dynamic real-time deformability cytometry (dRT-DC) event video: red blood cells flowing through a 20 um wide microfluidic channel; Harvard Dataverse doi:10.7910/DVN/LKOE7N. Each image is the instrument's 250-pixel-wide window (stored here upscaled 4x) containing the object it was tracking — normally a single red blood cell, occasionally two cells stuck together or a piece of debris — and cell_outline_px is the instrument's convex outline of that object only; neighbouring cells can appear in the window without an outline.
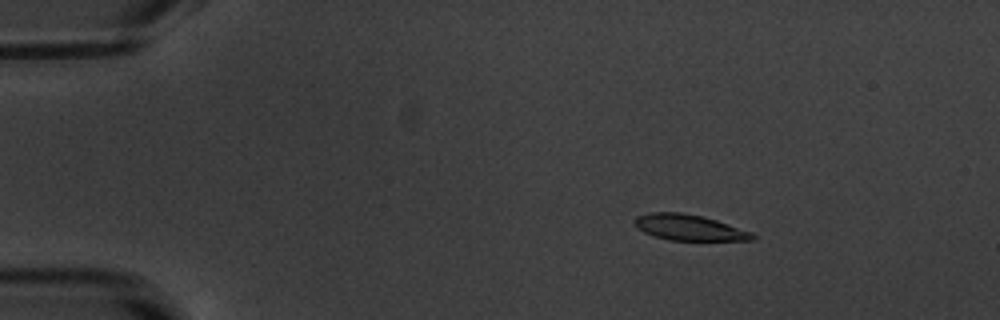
{"species": "common noctule bat (a hibernating species)", "species_latin": "Nyctalus noctula", "temperature_condition": "warm", "stored_images_in_passage": 54, "camera_frame_rate_fps": 3000, "um_per_image_px": 0.085, "animal": {"sex": "male", "body_mass_g": 20.1, "forearm_length_mm": 53.5}, "frame": {"image": 1, "passage_image": 9, "time_ms": 2.667, "image_size_px": [1000, 320], "cell_outline_px": [[756, 240], [668, 240], [644, 232], [636, 228], [632, 224], [632, 220], [636, 216], [652, 212], [680, 212], [700, 216], [716, 220], [752, 232], [756, 236]], "centroid_in_image_um": [58.53, 19.33], "position_along_channel_um": 26.5, "area_um2": 17.74}}
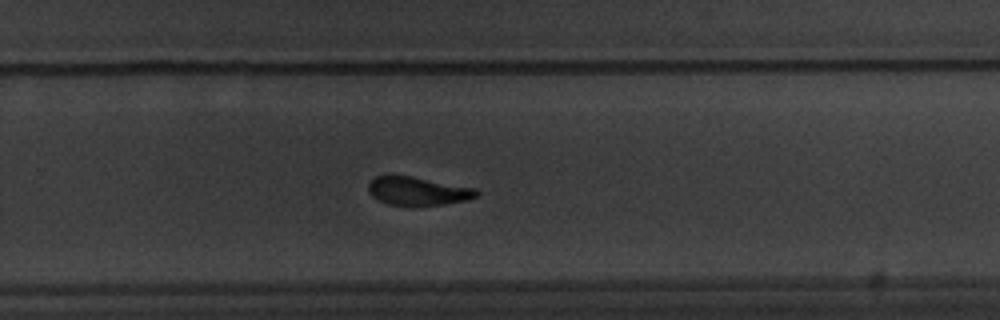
{"frame": {"image": 2, "passage_image": 36, "time_ms": 11.667, "image_size_px": [1000, 320], "cell_outline_px": [[480, 192], [476, 196], [468, 200], [420, 208], [408, 208], [388, 204], [372, 196], [368, 192], [368, 184], [376, 176], [388, 172], [392, 172], [476, 188]], "centroid_in_image_um": [35.47, 16.24], "position_along_channel_um": 294.3, "area_um2": 19.13}}
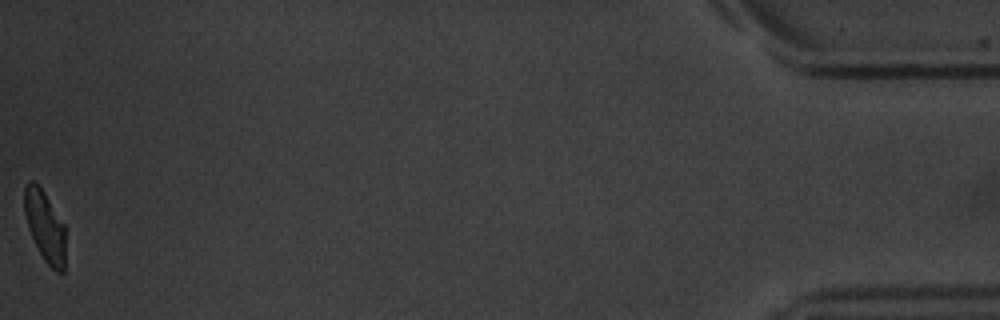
{"frame": {"image": 3, "passage_image": 54, "time_ms": 17.667, "image_size_px": [1000, 320], "cell_outline_px": [[64, 272], [56, 272], [44, 260], [28, 228], [24, 212], [24, 184], [28, 180], [32, 180], [44, 192], [64, 224]], "centroid_in_image_um": [3.8, 19.2], "position_along_channel_um": 431.4, "area_um2": 16.7}, "authors_computed_cell_mechanics": {"area_um2": 18.9006, "velocity_mm_per_s": 3.815, "shape_relaxation_time_tau1_ms": 2.5385, "shape_relaxation_time_tau2_ms": 1.274, "deformation_change_tau1": 0.1466, "deformation_change_tau2": 0.0749}}